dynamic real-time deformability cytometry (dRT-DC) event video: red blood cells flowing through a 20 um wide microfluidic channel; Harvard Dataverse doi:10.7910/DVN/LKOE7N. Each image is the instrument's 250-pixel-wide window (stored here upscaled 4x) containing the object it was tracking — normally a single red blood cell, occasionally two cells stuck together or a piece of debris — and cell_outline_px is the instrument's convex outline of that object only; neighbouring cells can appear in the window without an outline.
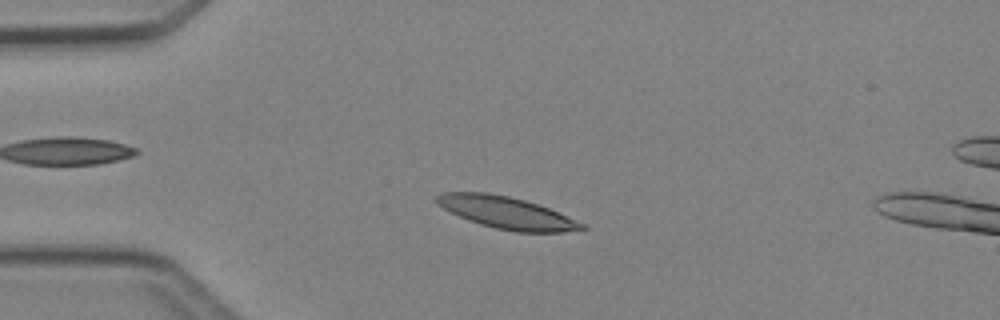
{"species": "Egyptian fruit bat (a non-hibernating species)", "species_latin": "Rousettus aegyptiacus", "temperature_condition": "cold", "stored_images_in_passage": 5, "camera_frame_rate_fps": 3000, "um_per_image_px": 0.085, "animal": {"sex": "female"}, "frame": {"image": 1, "passage_image": 3, "time_ms": 2.333, "image_size_px": [1000, 320], "cell_outline_px": [[588, 228], [564, 232], [516, 232], [496, 228], [480, 224], [468, 220], [444, 208], [436, 200], [436, 196], [440, 192], [488, 192], [508, 196], [524, 200], [548, 208], [584, 224]], "centroid_in_image_um": [43.06, 18.08], "position_along_channel_um": 41.9, "area_um2": 26.65}}